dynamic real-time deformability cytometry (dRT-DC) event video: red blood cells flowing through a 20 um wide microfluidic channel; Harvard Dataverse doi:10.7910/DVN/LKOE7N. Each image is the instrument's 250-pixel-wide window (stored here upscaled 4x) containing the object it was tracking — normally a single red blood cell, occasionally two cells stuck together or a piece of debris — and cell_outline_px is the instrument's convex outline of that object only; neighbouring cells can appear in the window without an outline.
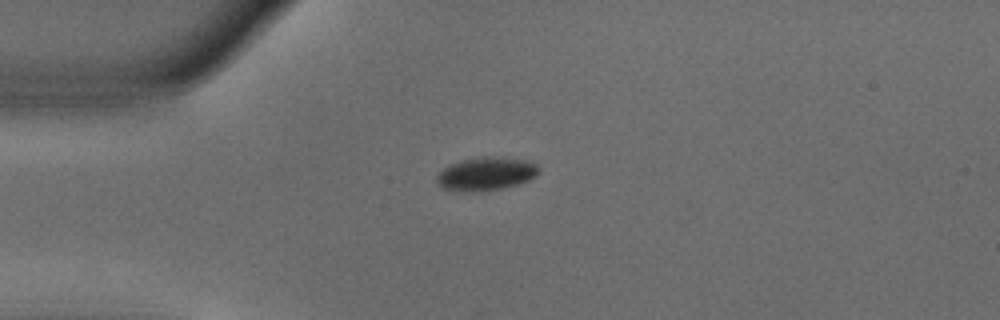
{"species": "common noctule bat (a hibernating species)", "species_latin": "Nyctalus noctula", "temperature_condition": "warm", "stored_images_in_passage": 36, "camera_frame_rate_fps": 3000, "um_per_image_px": 0.085, "animal": {"sex": "male", "body_mass_g": 18.8}, "frame": {"image": 1, "passage_image": 1, "time_ms": 0.0, "image_size_px": [1000, 320], "cell_outline_px": [[540, 172], [536, 176], [528, 180], [516, 184], [500, 188], [472, 192], [468, 192], [444, 188], [436, 184], [436, 176], [448, 164], [460, 160], [480, 156], [492, 156], [524, 160], [536, 164], [540, 168]], "centroid_in_image_um": [41.29, 14.75], "position_along_channel_um": 43.7, "area_um2": 19.77}}
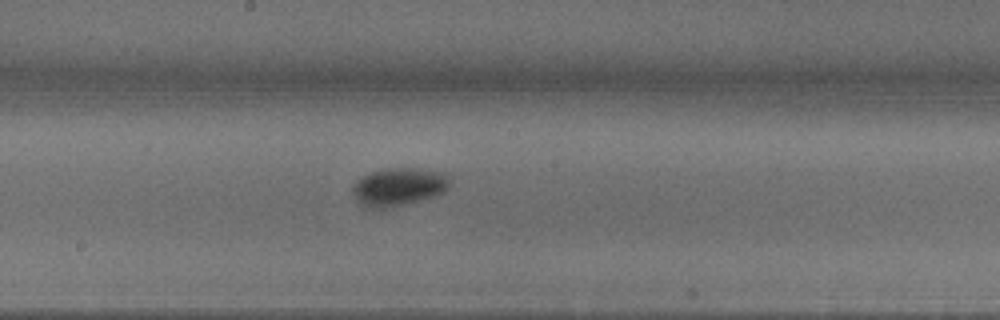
{"frame": {"image": 2, "passage_image": 16, "time_ms": 5.0, "image_size_px": [1000, 320], "cell_outline_px": [[448, 188], [444, 192], [436, 196], [388, 208], [364, 208], [356, 200], [352, 192], [352, 184], [356, 180], [372, 172], [384, 168], [416, 168], [444, 172], [448, 176]], "centroid_in_image_um": [33.85, 15.88], "position_along_channel_um": 214.3, "area_um2": 21.68}}
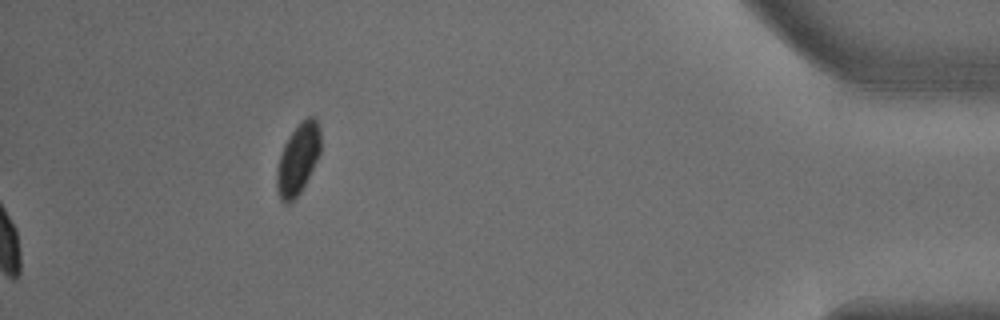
{"frame": {"image": 3, "passage_image": 36, "time_ms": 11.667, "image_size_px": [1000, 320], "cell_outline_px": [[320, 152], [300, 192], [288, 204], [284, 204], [280, 200], [276, 188], [276, 168], [280, 152], [284, 144], [292, 132], [308, 116], [316, 116], [320, 128]], "centroid_in_image_um": [25.3, 13.52], "position_along_channel_um": 409.9, "area_um2": 17.92}, "authors_computed_cell_mechanics": {"area_um2": 21.7039, "velocity_mm_per_s": 3.7862, "shape_relaxation_time_tau1_ms": 1.583, "shape_relaxation_time_tau2_ms": null, "deformation_change_tau1": 0.0767, "deformation_change_tau2": null}}